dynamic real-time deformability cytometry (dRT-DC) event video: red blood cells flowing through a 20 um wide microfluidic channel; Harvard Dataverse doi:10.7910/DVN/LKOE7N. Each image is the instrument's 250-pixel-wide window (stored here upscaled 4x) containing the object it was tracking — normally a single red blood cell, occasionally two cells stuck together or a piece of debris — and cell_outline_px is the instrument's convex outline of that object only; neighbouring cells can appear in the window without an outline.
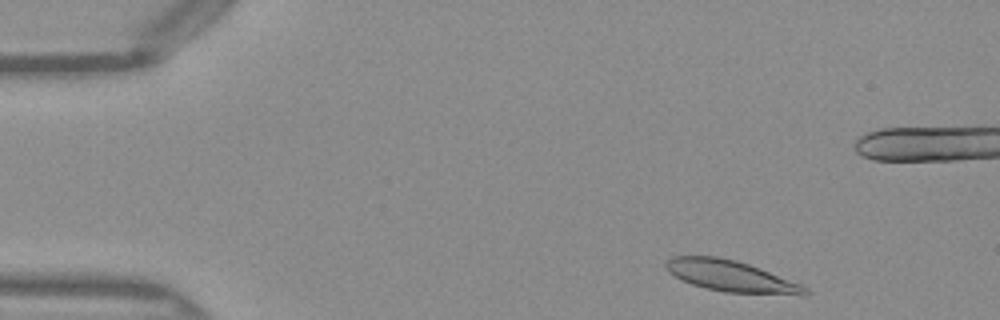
{"species": "Egyptian fruit bat (a non-hibernating species)", "species_latin": "Rousettus aegyptiacus", "temperature_condition": "warm", "stored_images_in_passage": 47, "camera_frame_rate_fps": 3000, "um_per_image_px": 0.085, "frame": {"image": 1, "passage_image": 2, "time_ms": 0.333, "image_size_px": [1000, 320], "cell_outline_px": [[812, 292], [808, 296], [804, 296], [724, 292], [704, 288], [680, 280], [668, 272], [664, 268], [664, 264], [672, 256], [716, 256], [736, 260], [760, 268], [800, 284], [808, 288]], "centroid_in_image_um": [62.16, 23.49], "position_along_channel_um": 22.8, "area_um2": 25.72}}
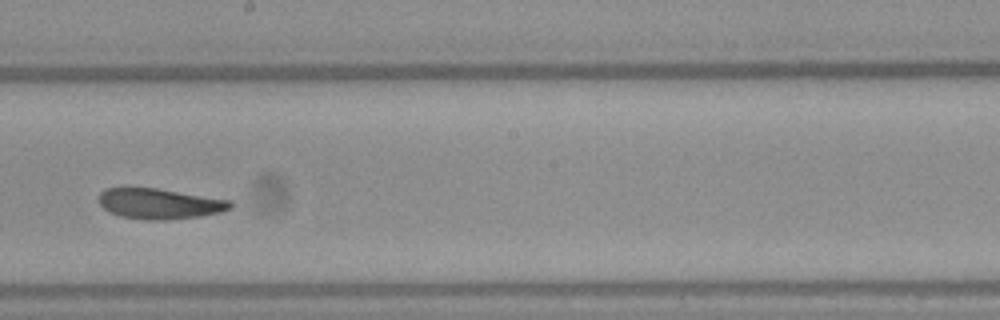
{"frame": {"image": 2, "passage_image": 24, "time_ms": 7.667, "image_size_px": [1000, 320], "cell_outline_px": [[232, 208], [220, 212], [200, 216], [168, 220], [148, 220], [120, 216], [104, 208], [100, 204], [100, 192], [104, 188], [128, 184], [156, 188], [232, 200]], "centroid_in_image_um": [13.51, 17.27], "position_along_channel_um": 234.7, "area_um2": 23.99}}
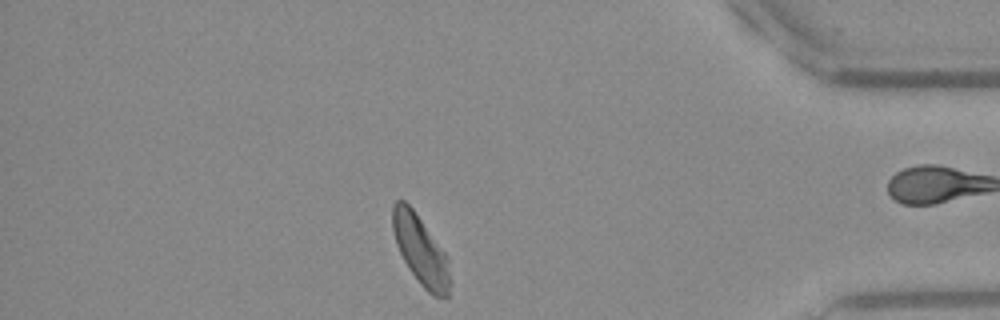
{"frame": {"image": 3, "passage_image": 39, "time_ms": 12.667, "image_size_px": [1000, 320], "cell_outline_px": [[452, 280], [448, 300], [432, 296], [420, 284], [408, 268], [396, 244], [392, 228], [392, 204], [396, 200], [404, 200], [412, 208], [448, 256]], "centroid_in_image_um": [35.8, 21.34], "position_along_channel_um": 399.4, "area_um2": 23.64}, "authors_computed_cell_mechanics": {"area_um2": 23.8714, "velocity_mm_per_s": 4.0212, "shape_relaxation_time_tau1_ms": 4.0117, "shape_relaxation_time_tau2_ms": 1.8723, "deformation_change_tau1": 0.1645, "deformation_change_tau2": 0.0979}}